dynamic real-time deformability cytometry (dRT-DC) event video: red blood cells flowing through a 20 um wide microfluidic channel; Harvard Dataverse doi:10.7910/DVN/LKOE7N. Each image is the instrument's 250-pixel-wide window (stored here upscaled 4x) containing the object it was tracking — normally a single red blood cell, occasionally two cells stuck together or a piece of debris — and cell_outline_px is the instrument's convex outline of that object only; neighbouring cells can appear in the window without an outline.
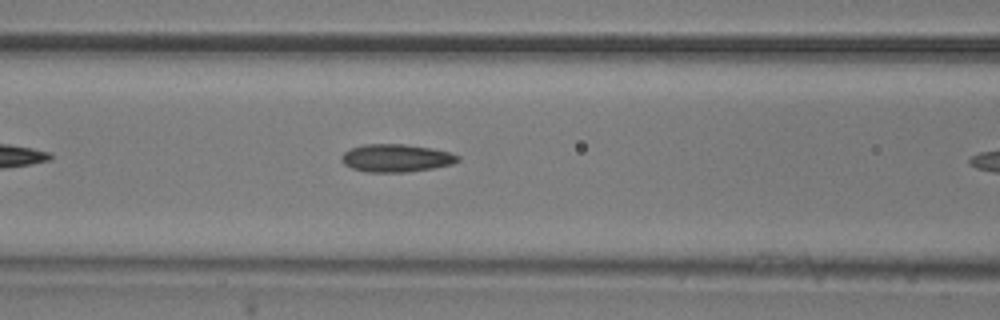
{"species": "common noctule bat (a hibernating species)", "species_latin": "Nyctalus noctula", "temperature_condition": "room temperature", "stored_images_in_passage": 9, "camera_frame_rate_fps": 3000, "um_per_image_px": 0.085, "animal": {"sex": "male", "body_mass_g": 20.5, "forearm_length_mm": 52.5}, "frame": {"image": 1, "passage_image": 8, "time_ms": 2.333, "image_size_px": [1000, 320], "cell_outline_px": [[460, 160], [452, 164], [432, 168], [408, 172], [368, 172], [352, 168], [344, 164], [340, 160], [340, 156], [348, 148], [360, 144], [404, 144], [432, 148], [452, 152], [460, 156]], "centroid_in_image_um": [33.65, 13.42], "position_along_channel_um": 132.9, "area_um2": 19.13}}